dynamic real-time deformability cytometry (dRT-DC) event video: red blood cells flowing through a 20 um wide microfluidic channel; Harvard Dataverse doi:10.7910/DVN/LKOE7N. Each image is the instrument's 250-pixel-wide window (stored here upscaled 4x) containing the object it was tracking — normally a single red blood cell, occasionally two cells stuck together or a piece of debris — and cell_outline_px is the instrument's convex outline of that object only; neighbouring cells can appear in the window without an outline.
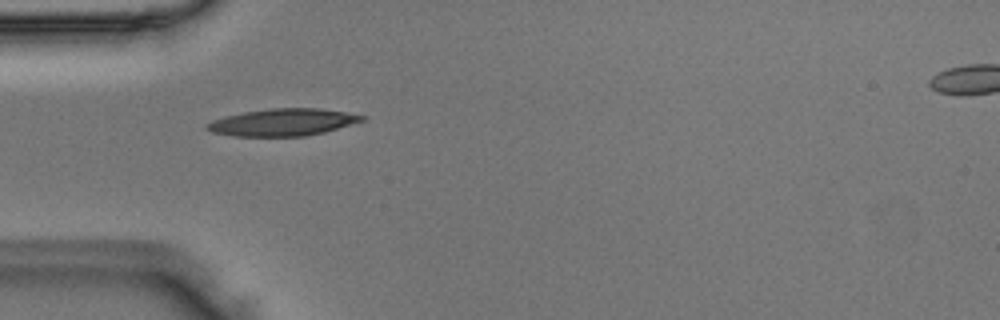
{"species": "Egyptian fruit bat (a non-hibernating species)", "species_latin": "Rousettus aegyptiacus", "temperature_condition": "room temperature", "stored_images_in_passage": 7, "camera_frame_rate_fps": 3000, "um_per_image_px": 0.085, "animal": {"sex": "male"}, "frame": {"image": 1, "passage_image": 1, "time_ms": 0.0, "image_size_px": [1000, 320], "cell_outline_px": [[364, 120], [324, 132], [304, 136], [232, 136], [212, 132], [204, 128], [204, 124], [212, 120], [244, 112], [272, 108], [320, 108], [344, 112], [364, 116]], "centroid_in_image_um": [23.98, 10.39], "position_along_channel_um": 61.0, "area_um2": 24.28}}
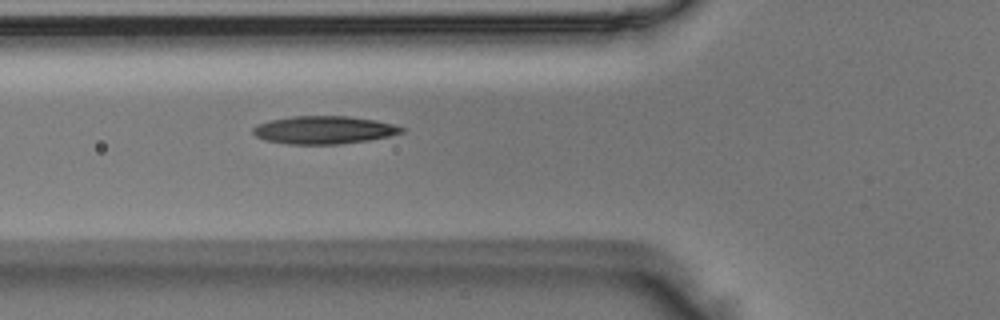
{"frame": {"image": 2, "passage_image": 4, "time_ms": 1.0, "image_size_px": [1000, 320], "cell_outline_px": [[408, 128], [404, 132], [388, 136], [368, 140], [340, 144], [288, 144], [264, 140], [256, 136], [252, 132], [252, 128], [256, 124], [272, 120], [292, 116], [348, 116], [376, 120]], "centroid_in_image_um": [27.54, 11.04], "position_along_channel_um": 98.3, "area_um2": 24.22}}